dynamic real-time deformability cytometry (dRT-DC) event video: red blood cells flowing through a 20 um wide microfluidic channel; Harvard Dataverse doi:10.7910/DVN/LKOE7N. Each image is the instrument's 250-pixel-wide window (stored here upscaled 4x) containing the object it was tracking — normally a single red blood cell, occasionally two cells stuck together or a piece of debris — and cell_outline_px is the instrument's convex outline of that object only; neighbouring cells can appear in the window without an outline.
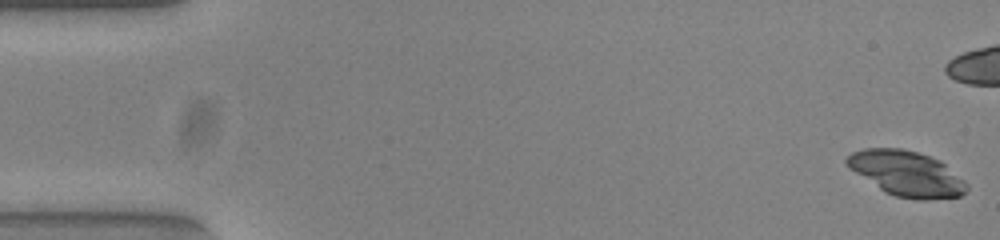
{"species": "common noctule bat (a hibernating species)", "species_latin": "Nyctalus noctula", "temperature_condition": "warm", "stored_images_in_passage": 40, "camera_frame_rate_fps": 3000, "um_per_image_px": 0.085, "animal": {"sex": "female", "body_mass_g": 23.0, "forearm_length_mm": 53.4}, "frame": {"image": 1, "passage_image": 1, "time_ms": 0.0, "image_size_px": [1000, 240], "cell_outline_px": [[968, 188], [960, 196], [924, 200], [916, 200], [896, 196], [884, 192], [848, 168], [844, 164], [844, 160], [852, 152], [864, 148], [900, 148], [916, 152], [940, 160], [964, 180], [968, 184]], "centroid_in_image_um": [77.03, 14.75], "position_along_channel_um": 8.0, "area_um2": 31.56}}